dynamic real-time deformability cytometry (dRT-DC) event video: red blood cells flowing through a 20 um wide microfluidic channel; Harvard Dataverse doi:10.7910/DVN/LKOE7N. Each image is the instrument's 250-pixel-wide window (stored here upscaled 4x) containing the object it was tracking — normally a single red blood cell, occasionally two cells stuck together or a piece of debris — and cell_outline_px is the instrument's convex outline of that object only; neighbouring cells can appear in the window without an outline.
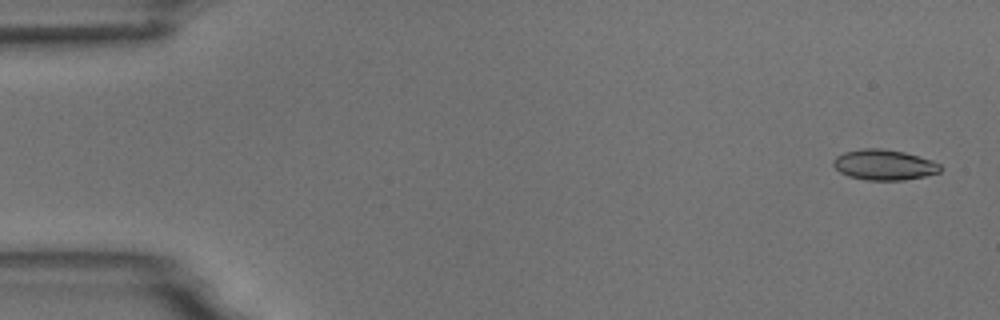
{"species": "common noctule bat (a hibernating species)", "species_latin": "Nyctalus noctula", "temperature_condition": "room temperature", "stored_images_in_passage": 5, "camera_frame_rate_fps": 3000, "um_per_image_px": 0.085, "animal": {"sex": "male", "body_mass_g": 18.8}, "frame": {"image": 1, "passage_image": 1, "time_ms": 0.0, "image_size_px": [1000, 320], "cell_outline_px": [[944, 168], [940, 172], [924, 176], [904, 180], [868, 180], [848, 176], [840, 172], [832, 164], [832, 160], [836, 156], [844, 152], [864, 148], [880, 148], [904, 152], [932, 160], [940, 164]], "centroid_in_image_um": [75.16, 14.01], "position_along_channel_um": 9.8, "area_um2": 19.07}}
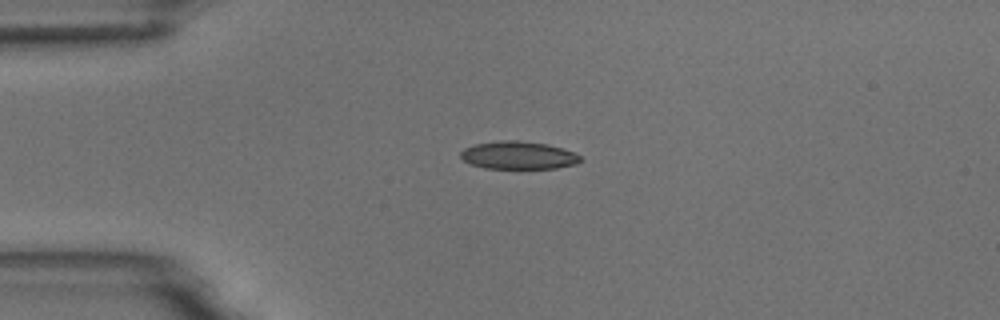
{"frame": {"image": 2, "passage_image": 4, "time_ms": 3.667, "image_size_px": [1000, 320], "cell_outline_px": [[580, 160], [576, 164], [556, 168], [484, 168], [472, 164], [464, 160], [460, 156], [460, 152], [464, 148], [476, 144], [500, 140], [516, 140], [544, 144], [560, 148], [572, 152], [580, 156]], "centroid_in_image_um": [44.02, 13.2], "position_along_channel_um": 41.0, "area_um2": 19.07}}